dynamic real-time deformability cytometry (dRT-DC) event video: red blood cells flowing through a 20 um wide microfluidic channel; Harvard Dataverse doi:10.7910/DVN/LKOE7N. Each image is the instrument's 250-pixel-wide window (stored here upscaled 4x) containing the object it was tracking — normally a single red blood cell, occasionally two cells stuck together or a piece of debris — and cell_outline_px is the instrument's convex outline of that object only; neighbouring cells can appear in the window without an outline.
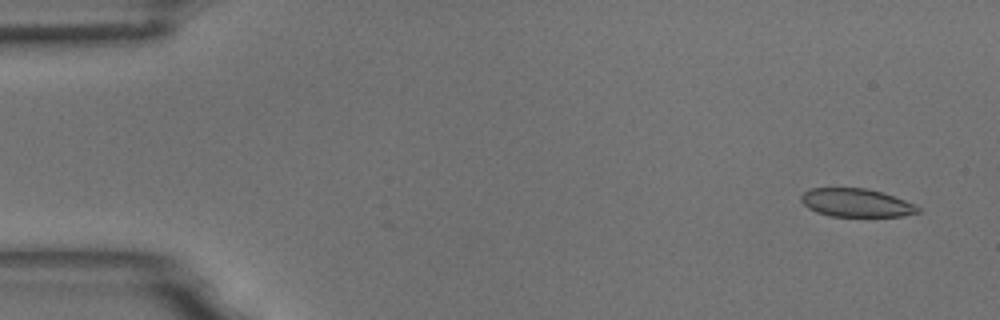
{"species": "common noctule bat (a hibernating species)", "species_latin": "Nyctalus noctula", "temperature_condition": "room temperature", "stored_images_in_passage": 4, "camera_frame_rate_fps": 3000, "um_per_image_px": 0.085, "animal": {"sex": "male", "body_mass_g": 18.8}, "frame": {"image": 1, "passage_image": 1, "time_ms": 0.0, "image_size_px": [1000, 320], "cell_outline_px": [[920, 212], [904, 216], [832, 216], [816, 212], [808, 208], [800, 200], [800, 196], [804, 192], [812, 188], [864, 188], [880, 192], [916, 204], [920, 208]], "centroid_in_image_um": [72.77, 17.24], "position_along_channel_um": 12.2, "area_um2": 19.13}}
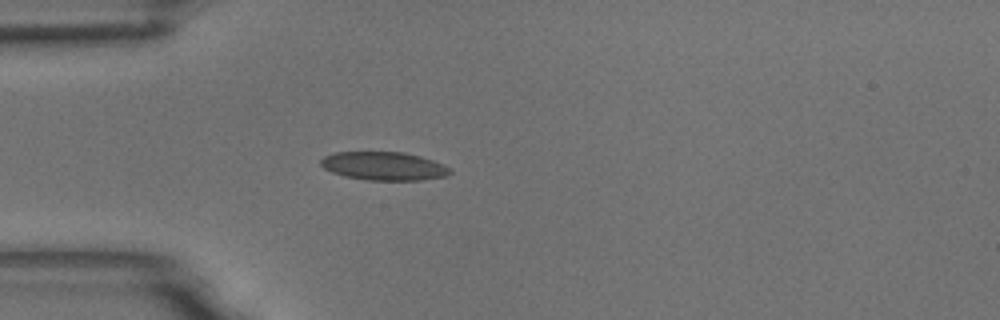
{"frame": {"image": 2, "passage_image": 4, "time_ms": 1.0, "image_size_px": [1000, 320], "cell_outline_px": [[452, 172], [448, 176], [420, 180], [368, 180], [344, 176], [332, 172], [324, 168], [320, 164], [320, 160], [324, 156], [336, 152], [404, 152], [420, 156], [444, 164], [452, 168]], "centroid_in_image_um": [32.66, 14.11], "position_along_channel_um": 52.3, "area_um2": 21.5}}